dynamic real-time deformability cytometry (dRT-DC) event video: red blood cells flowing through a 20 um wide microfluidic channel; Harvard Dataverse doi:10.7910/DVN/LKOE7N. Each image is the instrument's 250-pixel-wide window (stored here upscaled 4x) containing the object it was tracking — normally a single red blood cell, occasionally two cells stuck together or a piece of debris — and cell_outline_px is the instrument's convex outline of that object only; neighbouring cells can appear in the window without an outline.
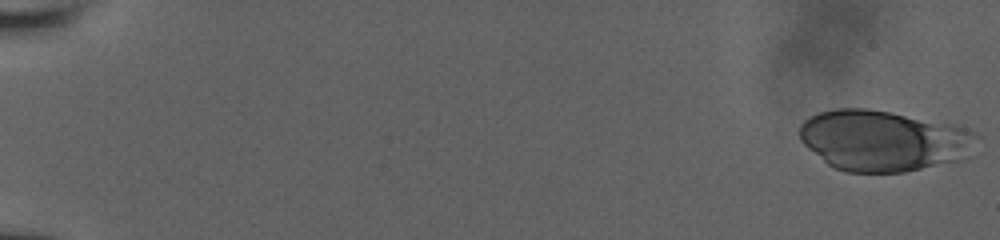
{"species": "human", "species_latin": "Homo sapiens", "temperature_condition": "room temperature", "stored_images_in_passage": 2, "camera_frame_rate_fps": 3000, "um_per_image_px": 0.085, "donor": {"sex": "male"}, "frame": {"image": 1, "passage_image": 1, "time_ms": 0.0, "image_size_px": [1000, 240], "cell_outline_px": [[980, 136], [964, 160], [904, 172], [848, 172], [836, 168], [828, 164], [808, 148], [800, 140], [800, 124], [804, 120], [820, 112], [836, 108], [868, 108], [948, 124], [964, 128]], "centroid_in_image_um": [75.08, 11.96], "position_along_channel_um": 9.9, "area_um2": 62.37}}